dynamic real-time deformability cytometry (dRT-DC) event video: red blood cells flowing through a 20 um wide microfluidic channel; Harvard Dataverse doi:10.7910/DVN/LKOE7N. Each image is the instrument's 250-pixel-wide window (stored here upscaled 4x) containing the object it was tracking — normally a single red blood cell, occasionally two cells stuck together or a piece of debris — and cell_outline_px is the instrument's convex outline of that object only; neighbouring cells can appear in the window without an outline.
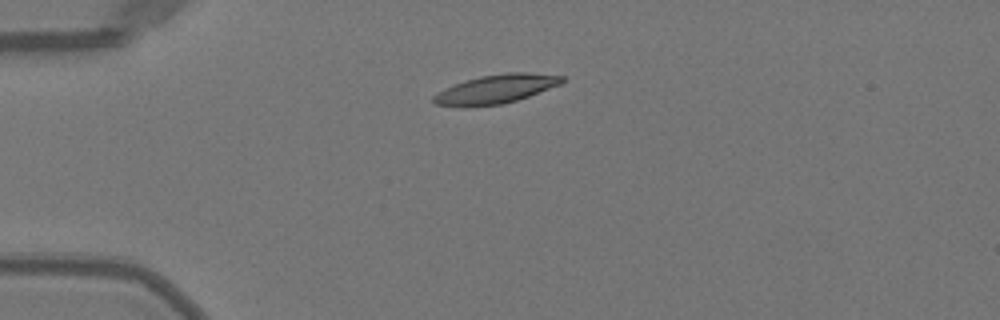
{"species": "Egyptian fruit bat (a non-hibernating species)", "species_latin": "Rousettus aegyptiacus", "temperature_condition": "warm", "stored_images_in_passage": 40, "camera_frame_rate_fps": 3000, "um_per_image_px": 0.085, "animal": {"sex": "female"}, "frame": {"image": 1, "passage_image": 1, "time_ms": 0.0, "image_size_px": [1000, 320], "cell_outline_px": [[564, 80], [560, 84], [528, 96], [504, 104], [460, 108], [436, 104], [432, 100], [432, 96], [456, 84], [480, 76], [508, 72], [528, 72], [564, 76]], "centroid_in_image_um": [42.14, 7.59], "position_along_channel_um": 42.9, "area_um2": 21.44}}
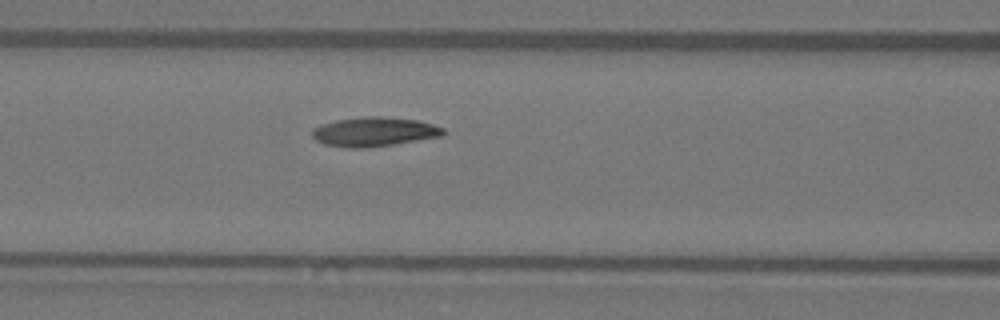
{"frame": {"image": 2, "passage_image": 10, "time_ms": 3.0, "image_size_px": [1000, 320], "cell_outline_px": [[444, 136], [368, 148], [348, 148], [324, 144], [316, 140], [312, 136], [312, 128], [320, 124], [336, 120], [360, 116], [384, 116], [416, 120], [432, 124], [444, 128]], "centroid_in_image_um": [31.78, 11.19], "position_along_channel_um": 134.8, "area_um2": 22.6}}
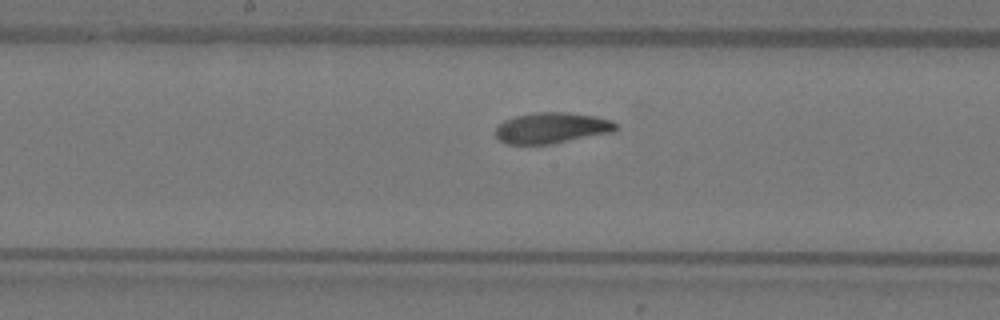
{"frame": {"image": 3, "passage_image": 15, "time_ms": 4.667, "image_size_px": [1000, 320], "cell_outline_px": [[616, 128], [612, 132], [548, 144], [508, 144], [500, 140], [496, 136], [496, 128], [504, 120], [516, 116], [536, 112], [568, 112], [596, 116], [608, 120], [616, 124]], "centroid_in_image_um": [46.86, 10.86], "position_along_channel_um": 201.3, "area_um2": 21.27}, "authors_computed_cell_mechanics": {"area_um2": 21.3571, "velocity_mm_per_s": 3.9928, "shape_relaxation_time_tau1_ms": 4.902, "shape_relaxation_time_tau2_ms": 2.8525, "deformation_change_tau1": 0.1727, "deformation_change_tau2": 0.0847}}